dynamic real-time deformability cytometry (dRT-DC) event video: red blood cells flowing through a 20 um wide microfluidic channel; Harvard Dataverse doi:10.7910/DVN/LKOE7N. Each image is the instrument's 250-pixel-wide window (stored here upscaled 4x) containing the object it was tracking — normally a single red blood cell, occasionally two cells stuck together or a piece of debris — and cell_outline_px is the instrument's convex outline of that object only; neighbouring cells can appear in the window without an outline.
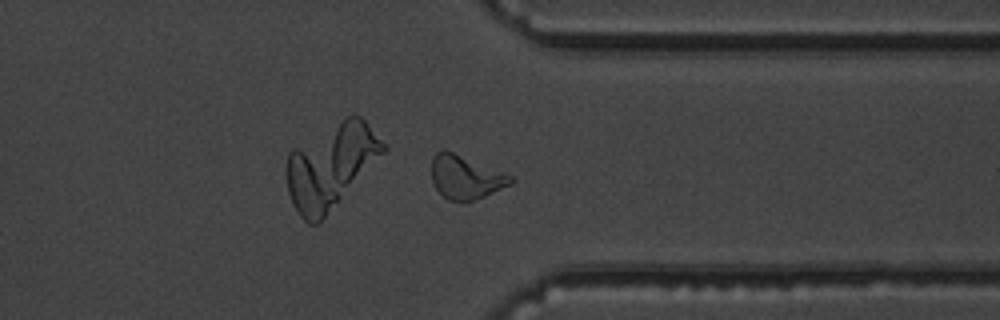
{"species": "common noctule bat (a hibernating species)", "species_latin": "Nyctalus noctula", "temperature_condition": "warm", "stored_images_in_passage": 36, "camera_frame_rate_fps": 3000, "um_per_image_px": 0.085, "animal": {"sex": "male", "body_mass_g": 19.5, "forearm_length_mm": 54.6}, "frame": {"image": 1, "passage_image": 26, "time_ms": 8.333, "image_size_px": [1000, 320], "cell_outline_px": [[516, 180], [512, 184], [484, 196], [472, 200], [448, 200], [436, 188], [432, 180], [432, 156], [436, 152], [444, 148], [504, 172], [512, 176]], "centroid_in_image_um": [39.58, 15.03], "position_along_channel_um": 371.8, "area_um2": 20.0}}